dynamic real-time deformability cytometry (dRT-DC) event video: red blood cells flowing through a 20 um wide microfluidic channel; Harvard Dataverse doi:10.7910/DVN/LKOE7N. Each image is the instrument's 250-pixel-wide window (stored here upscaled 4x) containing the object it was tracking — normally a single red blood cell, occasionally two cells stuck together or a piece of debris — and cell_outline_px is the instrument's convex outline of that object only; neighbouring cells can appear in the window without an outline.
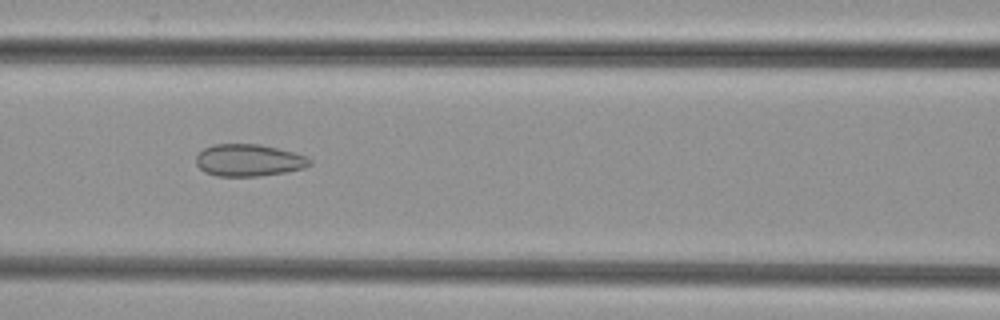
{"species": "common noctule bat (a hibernating species)", "species_latin": "Nyctalus noctula", "temperature_condition": "cold", "stored_images_in_passage": 50, "camera_frame_rate_fps": 3000, "um_per_image_px": 0.085, "animal": {"sex": "female", "body_mass_g": 29.2, "forearm_length_mm": 56.3}, "frame": {"image": 1, "passage_image": 21, "time_ms": 6.667, "image_size_px": [1000, 320], "cell_outline_px": [[312, 164], [304, 168], [288, 172], [256, 176], [216, 176], [204, 172], [196, 164], [196, 156], [204, 148], [212, 144], [260, 144], [292, 152], [304, 156], [312, 160]], "centroid_in_image_um": [21.13, 13.62], "position_along_channel_um": 145.5, "area_um2": 21.27}}
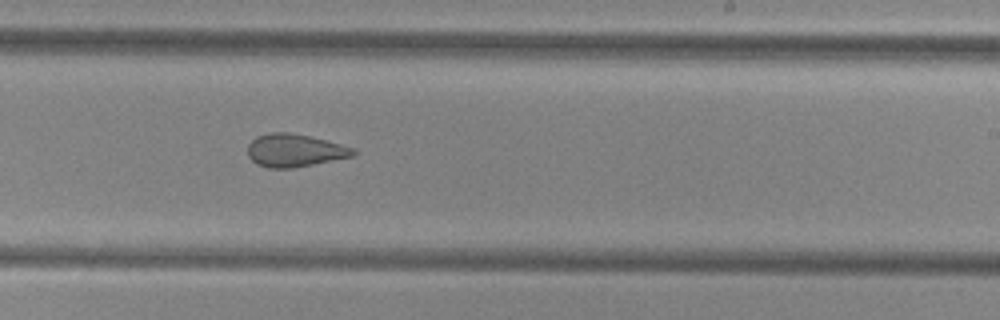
{"frame": {"image": 2, "passage_image": 30, "time_ms": 9.667, "image_size_px": [1000, 320], "cell_outline_px": [[356, 156], [292, 168], [268, 168], [256, 164], [248, 156], [248, 144], [256, 136], [268, 132], [288, 132], [308, 136], [356, 148]], "centroid_in_image_um": [25.04, 12.79], "position_along_channel_um": 264.0, "area_um2": 20.29}}
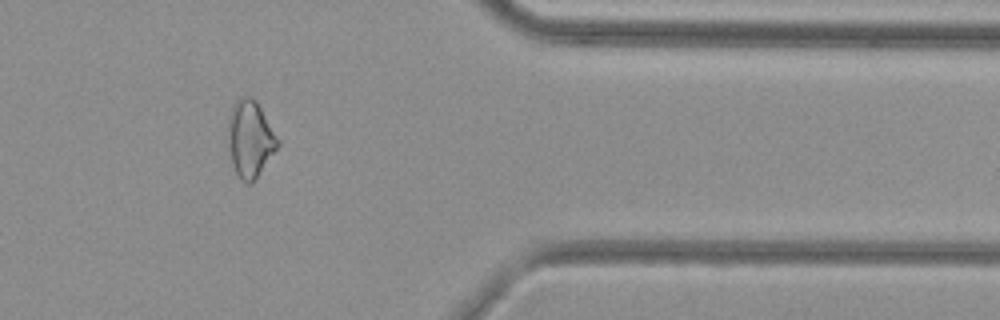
{"frame": {"image": 3, "passage_image": 41, "time_ms": 13.333, "image_size_px": [1000, 320], "cell_outline_px": [[280, 144], [256, 180], [252, 184], [248, 184], [240, 180], [232, 164], [228, 148], [228, 116], [232, 104], [240, 96], [248, 96], [256, 100], [280, 140]], "centroid_in_image_um": [21.25, 11.81], "position_along_channel_um": 390.1, "area_um2": 22.66}}